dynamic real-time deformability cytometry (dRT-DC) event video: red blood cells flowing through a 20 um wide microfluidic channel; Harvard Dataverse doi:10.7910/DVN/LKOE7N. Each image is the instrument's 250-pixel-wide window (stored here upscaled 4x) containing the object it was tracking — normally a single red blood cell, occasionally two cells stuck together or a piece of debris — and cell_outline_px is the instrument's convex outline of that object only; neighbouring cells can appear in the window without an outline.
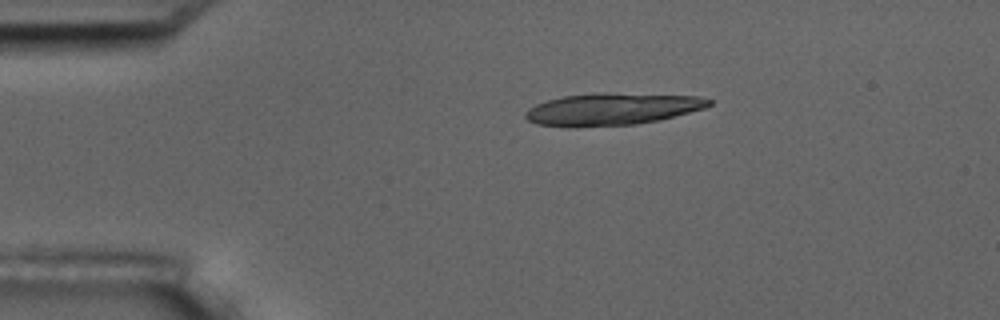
{"species": "common noctule bat (a hibernating species)", "species_latin": "Nyctalus noctula", "temperature_condition": "room temperature", "stored_images_in_passage": 5, "camera_frame_rate_fps": 3000, "um_per_image_px": 0.085, "animal": {"sex": "male", "body_mass_g": 17.5, "forearm_length_mm": 52.3}, "frame": {"image": 1, "passage_image": 2, "time_ms": 0.333, "image_size_px": [1000, 320], "cell_outline_px": [[712, 104], [704, 108], [660, 120], [636, 124], [536, 124], [528, 120], [524, 116], [528, 108], [536, 104], [548, 100], [564, 96], [604, 92], [696, 96], [712, 100]], "centroid_in_image_um": [52.11, 9.22], "position_along_channel_um": 32.9, "area_um2": 33.06}}
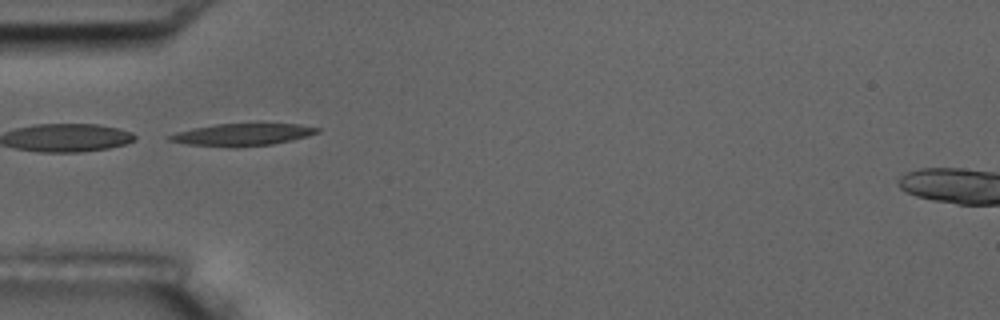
{"frame": {"image": 2, "passage_image": 4, "time_ms": 1.0, "image_size_px": [1000, 320], "cell_outline_px": [[320, 132], [308, 136], [292, 140], [272, 144], [232, 148], [228, 148], [188, 144], [168, 140], [164, 136], [176, 132], [192, 128], [216, 124], [256, 120], [300, 124], [320, 128]], "centroid_in_image_um": [20.64, 11.39], "position_along_channel_um": 64.4, "area_um2": 20.52}}